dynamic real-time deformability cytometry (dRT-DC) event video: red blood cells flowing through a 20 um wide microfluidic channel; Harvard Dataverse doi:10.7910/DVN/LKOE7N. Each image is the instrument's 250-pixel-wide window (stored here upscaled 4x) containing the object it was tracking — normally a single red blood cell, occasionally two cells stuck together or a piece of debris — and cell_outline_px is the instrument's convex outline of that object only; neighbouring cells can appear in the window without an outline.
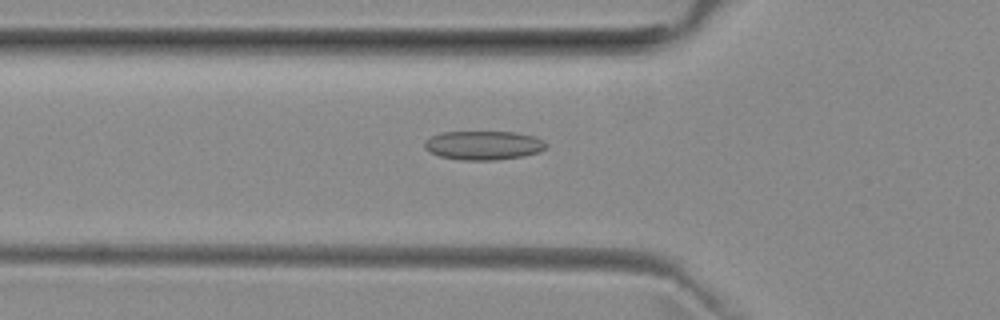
{"species": "common noctule bat (a hibernating species)", "species_latin": "Nyctalus noctula", "temperature_condition": "room temperature", "stored_images_in_passage": 46, "camera_frame_rate_fps": 3000, "um_per_image_px": 0.085, "animal": {"sex": "female", "body_mass_g": 29.2, "forearm_length_mm": 56.3}, "frame": {"image": 1, "passage_image": 17, "time_ms": 5.333, "image_size_px": [1000, 320], "cell_outline_px": [[548, 144], [540, 152], [524, 156], [496, 160], [460, 160], [440, 156], [428, 152], [424, 148], [424, 140], [440, 132], [516, 132], [536, 136], [544, 140]], "centroid_in_image_um": [41.1, 12.35], "position_along_channel_um": 84.7, "area_um2": 20.81}}
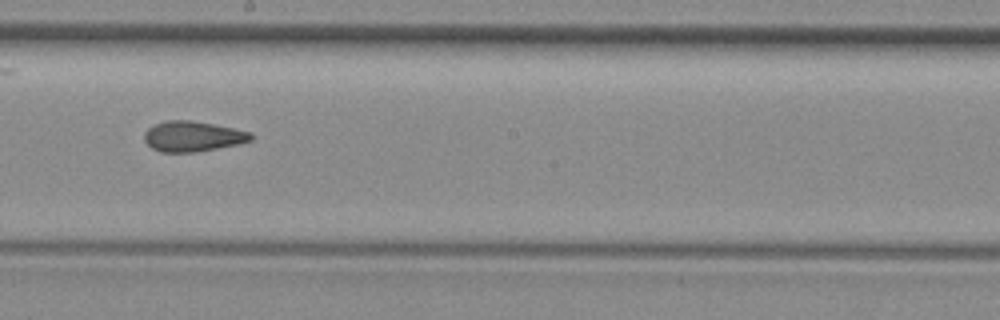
{"frame": {"image": 2, "passage_image": 28, "time_ms": 9.0, "image_size_px": [1000, 320], "cell_outline_px": [[252, 140], [236, 144], [216, 148], [192, 152], [160, 152], [152, 148], [144, 140], [144, 132], [148, 128], [156, 124], [168, 120], [192, 120], [252, 132]], "centroid_in_image_um": [16.35, 11.58], "position_along_channel_um": 231.8, "area_um2": 18.61}}
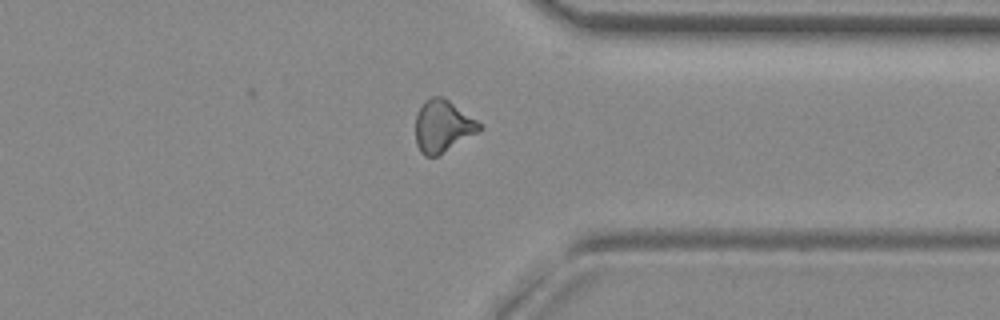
{"frame": {"image": 3, "passage_image": 39, "time_ms": 12.667, "image_size_px": [1000, 320], "cell_outline_px": [[484, 128], [480, 132], [436, 156], [424, 156], [420, 152], [416, 144], [416, 116], [424, 100], [432, 96], [444, 96], [484, 124]], "centroid_in_image_um": [37.68, 10.7], "position_along_channel_um": 373.7, "area_um2": 19.77}, "authors_computed_cell_mechanics": {"area_um2": 19.2763, "velocity_mm_per_s": 4.0064, "shape_relaxation_time_tau1_ms": null, "shape_relaxation_time_tau2_ms": 3.0283, "deformation_change_tau1": null, "deformation_change_tau2": 0.111}}